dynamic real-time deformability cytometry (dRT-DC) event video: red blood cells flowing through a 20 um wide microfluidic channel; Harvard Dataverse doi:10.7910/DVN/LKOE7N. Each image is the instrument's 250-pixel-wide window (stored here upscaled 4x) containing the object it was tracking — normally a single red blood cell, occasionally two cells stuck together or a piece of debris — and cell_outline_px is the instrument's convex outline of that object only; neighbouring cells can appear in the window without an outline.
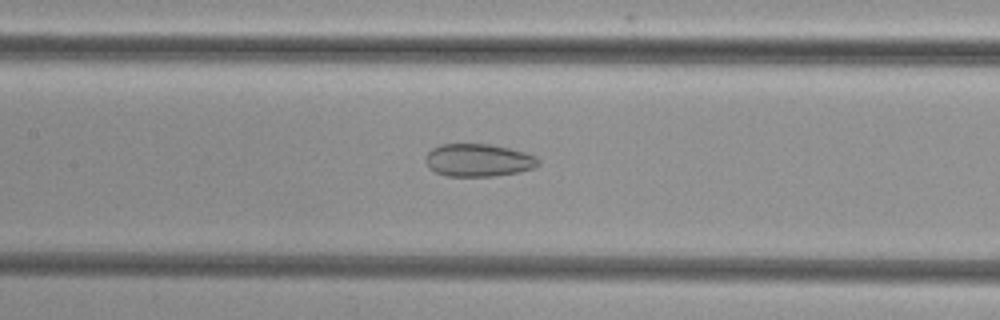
{"species": "common noctule bat (a hibernating species)", "species_latin": "Nyctalus noctula", "temperature_condition": "cold", "stored_images_in_passage": 40, "camera_frame_rate_fps": 3000, "um_per_image_px": 0.085, "animal": {"sex": "female", "body_mass_g": 29.2, "forearm_length_mm": 56.3}, "frame": {"image": 1, "passage_image": 13, "time_ms": 4.0, "image_size_px": [1000, 320], "cell_outline_px": [[540, 164], [532, 168], [520, 172], [496, 176], [448, 176], [436, 172], [428, 168], [424, 160], [428, 152], [432, 148], [440, 144], [492, 144], [524, 152], [536, 156], [540, 160]], "centroid_in_image_um": [40.65, 13.62], "position_along_channel_um": 166.7, "area_um2": 21.68}}
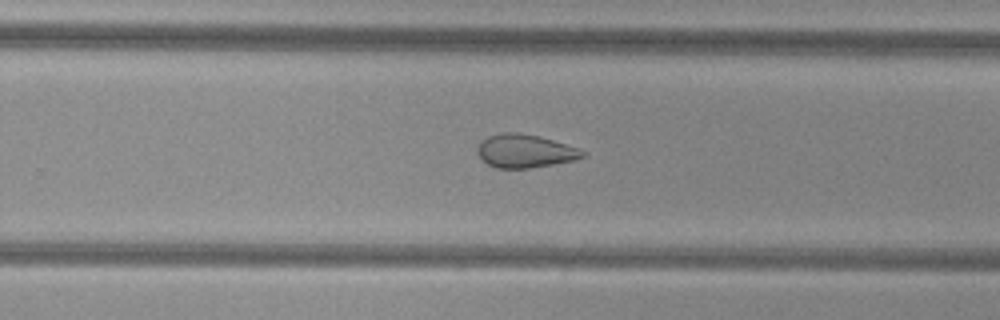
{"frame": {"image": 2, "passage_image": 22, "time_ms": 7.0, "image_size_px": [1000, 320], "cell_outline_px": [[588, 152], [584, 156], [576, 160], [528, 168], [496, 168], [480, 160], [476, 152], [476, 148], [488, 136], [504, 132], [516, 132], [540, 136], [580, 148]], "centroid_in_image_um": [44.63, 12.84], "position_along_channel_um": 285.2, "area_um2": 20.58}}
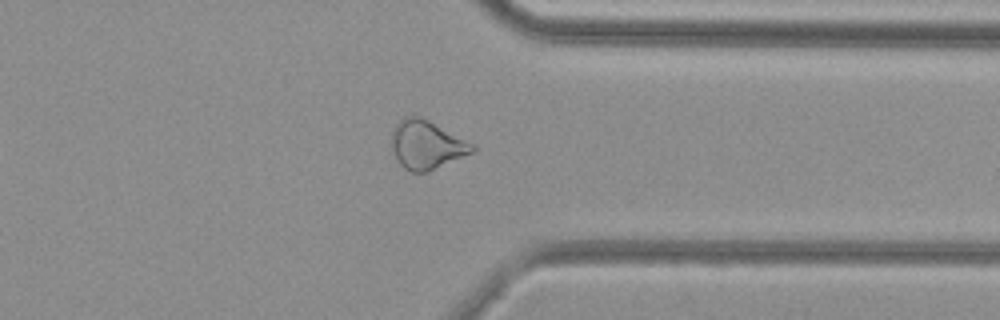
{"frame": {"image": 3, "passage_image": 29, "time_ms": 9.333, "image_size_px": [1000, 320], "cell_outline_px": [[476, 148], [472, 152], [428, 172], [412, 172], [404, 168], [396, 160], [392, 152], [392, 128], [404, 116], [420, 116], [476, 144]], "centroid_in_image_um": [36.24, 12.3], "position_along_channel_um": 375.2, "area_um2": 22.95}}